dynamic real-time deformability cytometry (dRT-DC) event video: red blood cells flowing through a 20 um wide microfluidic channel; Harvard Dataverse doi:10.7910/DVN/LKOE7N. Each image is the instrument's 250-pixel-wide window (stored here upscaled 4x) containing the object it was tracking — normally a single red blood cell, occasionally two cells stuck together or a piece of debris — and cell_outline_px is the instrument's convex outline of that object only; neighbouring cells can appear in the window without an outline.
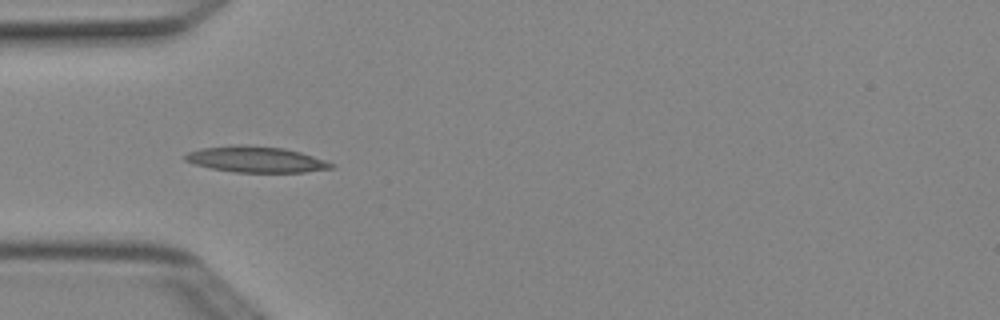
{"species": "Egyptian fruit bat (a non-hibernating species)", "species_latin": "Rousettus aegyptiacus", "temperature_condition": "cold", "stored_images_in_passage": 6, "camera_frame_rate_fps": 3000, "um_per_image_px": 0.085, "animal": {"sex": "female"}, "frame": {"image": 1, "passage_image": 5, "time_ms": 1.333, "image_size_px": [1000, 320], "cell_outline_px": [[336, 168], [304, 172], [232, 172], [208, 168], [184, 160], [184, 156], [188, 152], [200, 148], [232, 144], [248, 144], [284, 148], [300, 152], [336, 164]], "centroid_in_image_um": [21.74, 13.54], "position_along_channel_um": 63.3, "area_um2": 22.43}}
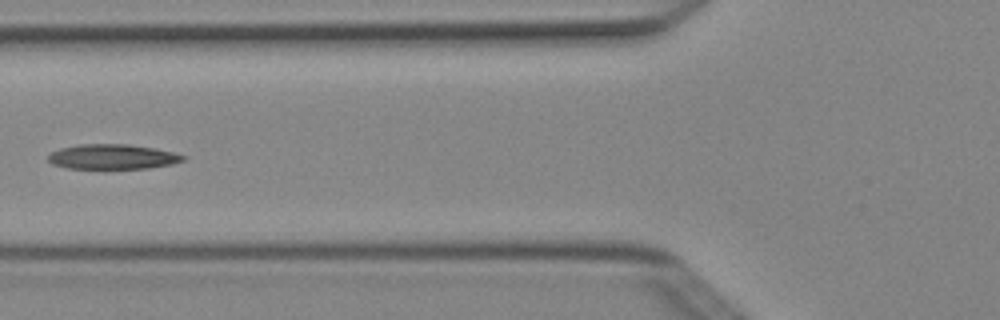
{"frame": {"image": 2, "passage_image": 6, "time_ms": 1.667, "image_size_px": [1000, 320], "cell_outline_px": [[188, 156], [184, 160], [172, 164], [148, 168], [68, 168], [52, 164], [48, 160], [48, 156], [52, 152], [60, 148], [80, 144], [128, 144], [152, 148], [172, 152]], "centroid_in_image_um": [9.57, 13.32], "position_along_channel_um": 116.2, "area_um2": 19.42}}